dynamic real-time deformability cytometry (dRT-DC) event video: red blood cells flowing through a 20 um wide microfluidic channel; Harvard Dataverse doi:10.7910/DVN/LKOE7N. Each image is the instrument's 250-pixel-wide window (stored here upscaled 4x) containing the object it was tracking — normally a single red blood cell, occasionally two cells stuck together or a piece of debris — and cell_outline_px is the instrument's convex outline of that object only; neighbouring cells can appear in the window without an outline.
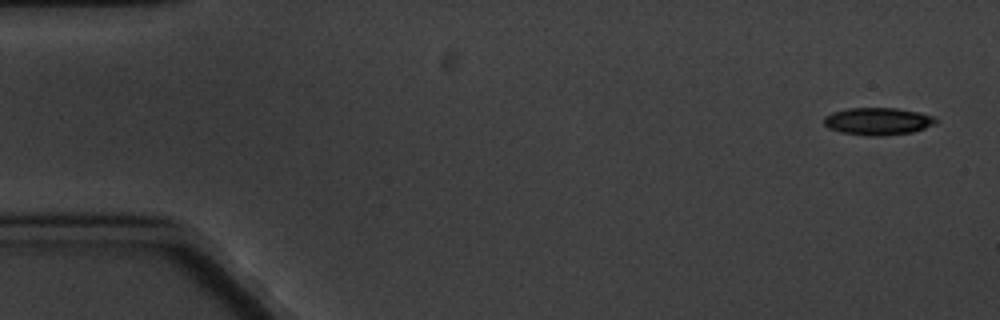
{"species": "common noctule bat (a hibernating species)", "species_latin": "Nyctalus noctula", "temperature_condition": "cold", "stored_images_in_passage": 5, "camera_frame_rate_fps": 3000, "um_per_image_px": 0.085, "animal": {"sex": "male", "body_mass_g": 20.1, "forearm_length_mm": 53.5}, "frame": {"image": 1, "passage_image": 1, "time_ms": 0.0, "image_size_px": [1000, 320], "cell_outline_px": [[940, 120], [936, 124], [912, 132], [884, 136], [868, 136], [840, 132], [828, 128], [824, 124], [824, 116], [832, 112], [848, 108], [896, 108], [936, 116]], "centroid_in_image_um": [74.63, 10.31], "position_along_channel_um": 10.4, "area_um2": 18.03}}